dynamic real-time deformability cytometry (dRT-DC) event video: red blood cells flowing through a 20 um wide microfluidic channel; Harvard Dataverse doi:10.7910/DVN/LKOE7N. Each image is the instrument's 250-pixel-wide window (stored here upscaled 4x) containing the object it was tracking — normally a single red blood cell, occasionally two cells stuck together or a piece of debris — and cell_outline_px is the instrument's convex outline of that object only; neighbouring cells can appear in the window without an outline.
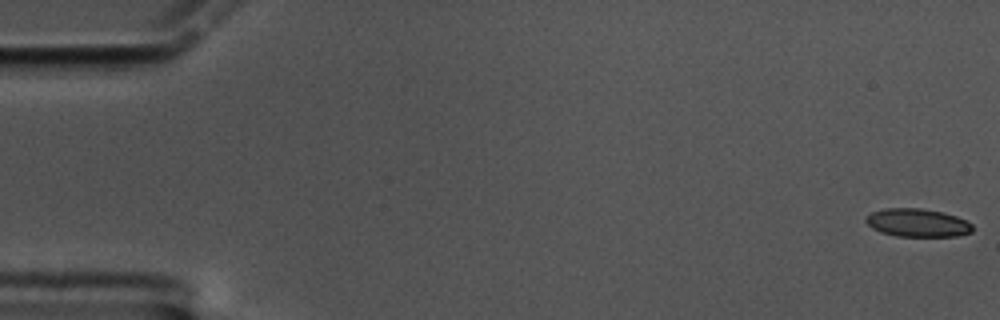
{"species": "common noctule bat (a hibernating species)", "species_latin": "Nyctalus noctula", "temperature_condition": "cold", "stored_images_in_passage": 61, "camera_frame_rate_fps": 3000, "um_per_image_px": 0.085, "animal": {"sex": "male", "body_mass_g": 17.5, "forearm_length_mm": 52.3}, "frame": {"image": 1, "passage_image": 1, "time_ms": 0.0, "image_size_px": [1000, 320], "cell_outline_px": [[972, 232], [956, 236], [896, 236], [880, 232], [872, 228], [864, 220], [872, 212], [884, 208], [920, 208], [940, 212], [956, 216], [972, 224]], "centroid_in_image_um": [77.96, 18.94], "position_along_channel_um": 7.0, "area_um2": 17.34}}
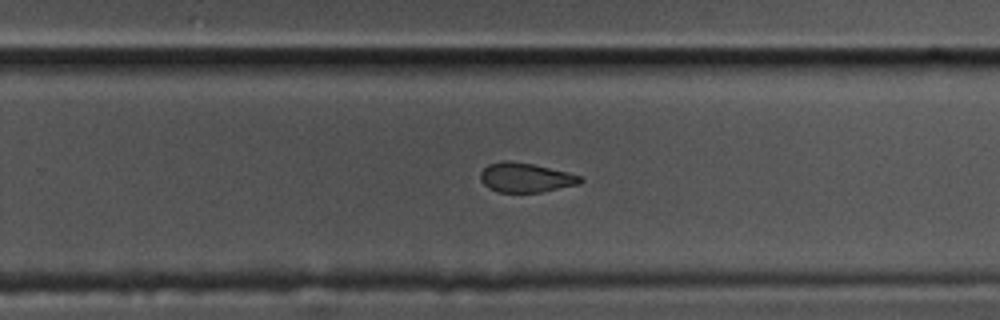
{"frame": {"image": 2, "passage_image": 39, "time_ms": 12.667, "image_size_px": [1000, 320], "cell_outline_px": [[584, 180], [580, 184], [544, 192], [500, 192], [488, 188], [480, 180], [480, 172], [488, 164], [500, 160], [508, 160], [532, 164], [568, 172], [580, 176]], "centroid_in_image_um": [44.67, 15.09], "position_along_channel_um": 285.1, "area_um2": 17.28}}
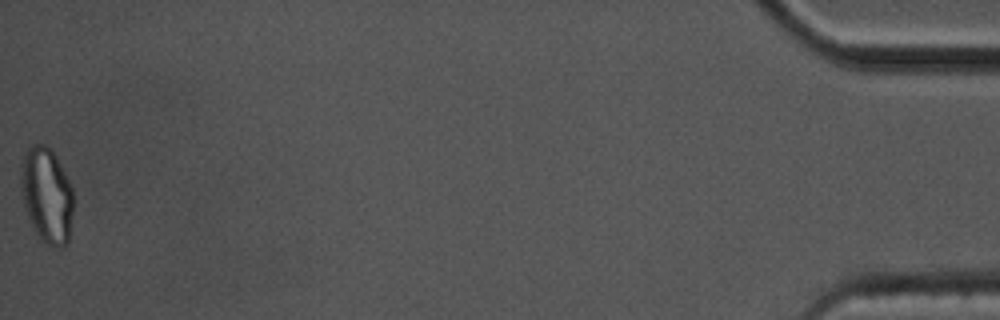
{"frame": {"image": 3, "passage_image": 61, "time_ms": 20.0, "image_size_px": [1000, 320], "cell_outline_px": [[72, 212], [68, 244], [64, 248], [60, 248], [48, 244], [36, 232], [24, 208], [20, 188], [20, 164], [24, 152], [32, 144], [44, 144], [56, 156], [72, 188]], "centroid_in_image_um": [3.94, 16.57], "position_along_channel_um": 431.3, "area_um2": 29.13}, "authors_computed_cell_mechanics": {"area_um2": 18.3226, "velocity_mm_per_s": 3.3334, "shape_relaxation_time_tau1_ms": null, "shape_relaxation_time_tau2_ms": 2.5666, "deformation_change_tau1": null, "deformation_change_tau2": 0.0826}}